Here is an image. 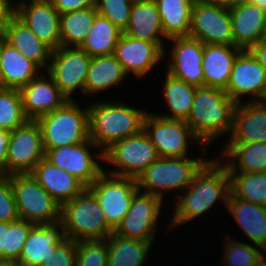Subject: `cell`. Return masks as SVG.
<instances>
[{"mask_svg": "<svg viewBox=\"0 0 266 266\" xmlns=\"http://www.w3.org/2000/svg\"><path fill=\"white\" fill-rule=\"evenodd\" d=\"M176 193H178L177 200L168 230L200 217L210 210L217 201H221L227 207L231 193L227 166L218 156L212 157L195 174L190 186L183 193Z\"/></svg>", "mask_w": 266, "mask_h": 266, "instance_id": "cell-1", "label": "cell"}, {"mask_svg": "<svg viewBox=\"0 0 266 266\" xmlns=\"http://www.w3.org/2000/svg\"><path fill=\"white\" fill-rule=\"evenodd\" d=\"M89 138L98 147L94 155L104 162V152L114 143L143 130L146 111L122 102H95L88 106Z\"/></svg>", "mask_w": 266, "mask_h": 266, "instance_id": "cell-2", "label": "cell"}, {"mask_svg": "<svg viewBox=\"0 0 266 266\" xmlns=\"http://www.w3.org/2000/svg\"><path fill=\"white\" fill-rule=\"evenodd\" d=\"M236 105L224 89L197 87L186 123L201 142L209 147L220 136L231 133Z\"/></svg>", "mask_w": 266, "mask_h": 266, "instance_id": "cell-3", "label": "cell"}, {"mask_svg": "<svg viewBox=\"0 0 266 266\" xmlns=\"http://www.w3.org/2000/svg\"><path fill=\"white\" fill-rule=\"evenodd\" d=\"M202 149L203 158H163L159 157L151 163L136 179L139 190L157 196L164 200L163 196L173 190H186L192 183L195 174L209 160Z\"/></svg>", "mask_w": 266, "mask_h": 266, "instance_id": "cell-4", "label": "cell"}, {"mask_svg": "<svg viewBox=\"0 0 266 266\" xmlns=\"http://www.w3.org/2000/svg\"><path fill=\"white\" fill-rule=\"evenodd\" d=\"M60 223L65 237L76 241L106 240L114 232L98 200L87 188L61 205Z\"/></svg>", "mask_w": 266, "mask_h": 266, "instance_id": "cell-5", "label": "cell"}, {"mask_svg": "<svg viewBox=\"0 0 266 266\" xmlns=\"http://www.w3.org/2000/svg\"><path fill=\"white\" fill-rule=\"evenodd\" d=\"M36 121L42 131L44 149H57L90 139L88 106L79 107L74 99Z\"/></svg>", "mask_w": 266, "mask_h": 266, "instance_id": "cell-6", "label": "cell"}, {"mask_svg": "<svg viewBox=\"0 0 266 266\" xmlns=\"http://www.w3.org/2000/svg\"><path fill=\"white\" fill-rule=\"evenodd\" d=\"M10 181L20 219L35 225L60 222L61 205L41 187L31 173L10 175Z\"/></svg>", "mask_w": 266, "mask_h": 266, "instance_id": "cell-7", "label": "cell"}, {"mask_svg": "<svg viewBox=\"0 0 266 266\" xmlns=\"http://www.w3.org/2000/svg\"><path fill=\"white\" fill-rule=\"evenodd\" d=\"M143 130L155 146L159 157H189V141L190 144L193 142L200 145V149H208L192 132L186 121L167 119L147 111Z\"/></svg>", "mask_w": 266, "mask_h": 266, "instance_id": "cell-8", "label": "cell"}, {"mask_svg": "<svg viewBox=\"0 0 266 266\" xmlns=\"http://www.w3.org/2000/svg\"><path fill=\"white\" fill-rule=\"evenodd\" d=\"M158 158L156 148L144 130L114 143L104 152V161L116 167L108 170V174L134 179Z\"/></svg>", "mask_w": 266, "mask_h": 266, "instance_id": "cell-9", "label": "cell"}, {"mask_svg": "<svg viewBox=\"0 0 266 266\" xmlns=\"http://www.w3.org/2000/svg\"><path fill=\"white\" fill-rule=\"evenodd\" d=\"M87 189L98 200L108 225L115 230L128 213L138 187L134 178L104 171Z\"/></svg>", "mask_w": 266, "mask_h": 266, "instance_id": "cell-10", "label": "cell"}, {"mask_svg": "<svg viewBox=\"0 0 266 266\" xmlns=\"http://www.w3.org/2000/svg\"><path fill=\"white\" fill-rule=\"evenodd\" d=\"M91 58L77 47H62L52 50L47 73L53 78L60 92L73 100L77 89L84 96V86Z\"/></svg>", "mask_w": 266, "mask_h": 266, "instance_id": "cell-11", "label": "cell"}, {"mask_svg": "<svg viewBox=\"0 0 266 266\" xmlns=\"http://www.w3.org/2000/svg\"><path fill=\"white\" fill-rule=\"evenodd\" d=\"M45 157L42 131L36 120H28L11 131L6 175L27 174Z\"/></svg>", "mask_w": 266, "mask_h": 266, "instance_id": "cell-12", "label": "cell"}, {"mask_svg": "<svg viewBox=\"0 0 266 266\" xmlns=\"http://www.w3.org/2000/svg\"><path fill=\"white\" fill-rule=\"evenodd\" d=\"M162 205L161 198L138 189L133 195L128 213L114 233L124 238L154 243Z\"/></svg>", "mask_w": 266, "mask_h": 266, "instance_id": "cell-13", "label": "cell"}, {"mask_svg": "<svg viewBox=\"0 0 266 266\" xmlns=\"http://www.w3.org/2000/svg\"><path fill=\"white\" fill-rule=\"evenodd\" d=\"M189 37L203 44L234 46L230 10L195 0L192 8Z\"/></svg>", "mask_w": 266, "mask_h": 266, "instance_id": "cell-14", "label": "cell"}, {"mask_svg": "<svg viewBox=\"0 0 266 266\" xmlns=\"http://www.w3.org/2000/svg\"><path fill=\"white\" fill-rule=\"evenodd\" d=\"M94 148L98 147L89 139L75 145L44 150L48 161L64 169L88 188L105 171L91 154Z\"/></svg>", "mask_w": 266, "mask_h": 266, "instance_id": "cell-15", "label": "cell"}, {"mask_svg": "<svg viewBox=\"0 0 266 266\" xmlns=\"http://www.w3.org/2000/svg\"><path fill=\"white\" fill-rule=\"evenodd\" d=\"M224 90L237 104L243 102V95L251 94L248 101L262 98L266 90V70L249 49L238 54Z\"/></svg>", "mask_w": 266, "mask_h": 266, "instance_id": "cell-16", "label": "cell"}, {"mask_svg": "<svg viewBox=\"0 0 266 266\" xmlns=\"http://www.w3.org/2000/svg\"><path fill=\"white\" fill-rule=\"evenodd\" d=\"M165 52L168 53L164 43L148 42L122 33L114 55L127 75L132 73L137 78H142L165 59Z\"/></svg>", "mask_w": 266, "mask_h": 266, "instance_id": "cell-17", "label": "cell"}, {"mask_svg": "<svg viewBox=\"0 0 266 266\" xmlns=\"http://www.w3.org/2000/svg\"><path fill=\"white\" fill-rule=\"evenodd\" d=\"M19 1L15 4V15L52 50L61 46V15L50 0Z\"/></svg>", "mask_w": 266, "mask_h": 266, "instance_id": "cell-18", "label": "cell"}, {"mask_svg": "<svg viewBox=\"0 0 266 266\" xmlns=\"http://www.w3.org/2000/svg\"><path fill=\"white\" fill-rule=\"evenodd\" d=\"M167 62V73L196 87L204 86L202 70L203 43L192 37H175Z\"/></svg>", "mask_w": 266, "mask_h": 266, "instance_id": "cell-19", "label": "cell"}, {"mask_svg": "<svg viewBox=\"0 0 266 266\" xmlns=\"http://www.w3.org/2000/svg\"><path fill=\"white\" fill-rule=\"evenodd\" d=\"M46 74L44 76V72L40 73L20 90L24 113L29 120H37L59 109L68 100L55 85L53 78Z\"/></svg>", "mask_w": 266, "mask_h": 266, "instance_id": "cell-20", "label": "cell"}, {"mask_svg": "<svg viewBox=\"0 0 266 266\" xmlns=\"http://www.w3.org/2000/svg\"><path fill=\"white\" fill-rule=\"evenodd\" d=\"M244 102L235 106L233 128L226 142L266 143V106L260 101Z\"/></svg>", "mask_w": 266, "mask_h": 266, "instance_id": "cell-21", "label": "cell"}, {"mask_svg": "<svg viewBox=\"0 0 266 266\" xmlns=\"http://www.w3.org/2000/svg\"><path fill=\"white\" fill-rule=\"evenodd\" d=\"M5 41L47 71L52 49L41 41L15 14L0 28Z\"/></svg>", "mask_w": 266, "mask_h": 266, "instance_id": "cell-22", "label": "cell"}, {"mask_svg": "<svg viewBox=\"0 0 266 266\" xmlns=\"http://www.w3.org/2000/svg\"><path fill=\"white\" fill-rule=\"evenodd\" d=\"M234 46L250 49L263 37L266 11L257 4L243 1L230 8Z\"/></svg>", "mask_w": 266, "mask_h": 266, "instance_id": "cell-23", "label": "cell"}, {"mask_svg": "<svg viewBox=\"0 0 266 266\" xmlns=\"http://www.w3.org/2000/svg\"><path fill=\"white\" fill-rule=\"evenodd\" d=\"M65 238L60 222L52 225H35L26 239L18 266H41L50 260L57 244Z\"/></svg>", "mask_w": 266, "mask_h": 266, "instance_id": "cell-24", "label": "cell"}, {"mask_svg": "<svg viewBox=\"0 0 266 266\" xmlns=\"http://www.w3.org/2000/svg\"><path fill=\"white\" fill-rule=\"evenodd\" d=\"M31 175L60 205L80 195L86 187L64 169L56 167L45 157L34 167Z\"/></svg>", "mask_w": 266, "mask_h": 266, "instance_id": "cell-25", "label": "cell"}, {"mask_svg": "<svg viewBox=\"0 0 266 266\" xmlns=\"http://www.w3.org/2000/svg\"><path fill=\"white\" fill-rule=\"evenodd\" d=\"M242 50L237 46L203 44L204 86L225 89L234 62Z\"/></svg>", "mask_w": 266, "mask_h": 266, "instance_id": "cell-26", "label": "cell"}, {"mask_svg": "<svg viewBox=\"0 0 266 266\" xmlns=\"http://www.w3.org/2000/svg\"><path fill=\"white\" fill-rule=\"evenodd\" d=\"M42 71L5 40L0 49V88L21 90Z\"/></svg>", "mask_w": 266, "mask_h": 266, "instance_id": "cell-27", "label": "cell"}, {"mask_svg": "<svg viewBox=\"0 0 266 266\" xmlns=\"http://www.w3.org/2000/svg\"><path fill=\"white\" fill-rule=\"evenodd\" d=\"M227 210L250 242L261 248L266 244V206L230 194Z\"/></svg>", "mask_w": 266, "mask_h": 266, "instance_id": "cell-28", "label": "cell"}, {"mask_svg": "<svg viewBox=\"0 0 266 266\" xmlns=\"http://www.w3.org/2000/svg\"><path fill=\"white\" fill-rule=\"evenodd\" d=\"M126 35L154 43H163L164 31L156 2L154 0H134Z\"/></svg>", "mask_w": 266, "mask_h": 266, "instance_id": "cell-29", "label": "cell"}, {"mask_svg": "<svg viewBox=\"0 0 266 266\" xmlns=\"http://www.w3.org/2000/svg\"><path fill=\"white\" fill-rule=\"evenodd\" d=\"M220 158L228 172H266V143H226Z\"/></svg>", "mask_w": 266, "mask_h": 266, "instance_id": "cell-30", "label": "cell"}, {"mask_svg": "<svg viewBox=\"0 0 266 266\" xmlns=\"http://www.w3.org/2000/svg\"><path fill=\"white\" fill-rule=\"evenodd\" d=\"M126 76L127 73L114 54L92 57L86 76L84 95H97L112 86L121 85Z\"/></svg>", "mask_w": 266, "mask_h": 266, "instance_id": "cell-31", "label": "cell"}, {"mask_svg": "<svg viewBox=\"0 0 266 266\" xmlns=\"http://www.w3.org/2000/svg\"><path fill=\"white\" fill-rule=\"evenodd\" d=\"M167 40L189 37L192 8L195 0H154Z\"/></svg>", "mask_w": 266, "mask_h": 266, "instance_id": "cell-32", "label": "cell"}, {"mask_svg": "<svg viewBox=\"0 0 266 266\" xmlns=\"http://www.w3.org/2000/svg\"><path fill=\"white\" fill-rule=\"evenodd\" d=\"M108 266H144L153 243L124 238L114 232L106 239Z\"/></svg>", "mask_w": 266, "mask_h": 266, "instance_id": "cell-33", "label": "cell"}, {"mask_svg": "<svg viewBox=\"0 0 266 266\" xmlns=\"http://www.w3.org/2000/svg\"><path fill=\"white\" fill-rule=\"evenodd\" d=\"M196 88V86L166 73L162 92L171 111L167 114L161 113L157 115L167 119L187 121L193 105Z\"/></svg>", "mask_w": 266, "mask_h": 266, "instance_id": "cell-34", "label": "cell"}, {"mask_svg": "<svg viewBox=\"0 0 266 266\" xmlns=\"http://www.w3.org/2000/svg\"><path fill=\"white\" fill-rule=\"evenodd\" d=\"M122 33L110 20L97 14L90 32L79 48L90 57L114 54Z\"/></svg>", "mask_w": 266, "mask_h": 266, "instance_id": "cell-35", "label": "cell"}, {"mask_svg": "<svg viewBox=\"0 0 266 266\" xmlns=\"http://www.w3.org/2000/svg\"><path fill=\"white\" fill-rule=\"evenodd\" d=\"M97 14L95 6L62 14L60 20L61 46L79 48L90 32Z\"/></svg>", "mask_w": 266, "mask_h": 266, "instance_id": "cell-36", "label": "cell"}, {"mask_svg": "<svg viewBox=\"0 0 266 266\" xmlns=\"http://www.w3.org/2000/svg\"><path fill=\"white\" fill-rule=\"evenodd\" d=\"M228 173L233 197L266 206V172Z\"/></svg>", "mask_w": 266, "mask_h": 266, "instance_id": "cell-37", "label": "cell"}, {"mask_svg": "<svg viewBox=\"0 0 266 266\" xmlns=\"http://www.w3.org/2000/svg\"><path fill=\"white\" fill-rule=\"evenodd\" d=\"M28 120L20 90L0 88V129L14 131Z\"/></svg>", "mask_w": 266, "mask_h": 266, "instance_id": "cell-38", "label": "cell"}, {"mask_svg": "<svg viewBox=\"0 0 266 266\" xmlns=\"http://www.w3.org/2000/svg\"><path fill=\"white\" fill-rule=\"evenodd\" d=\"M224 240V254L221 260L224 266H254L262 256V248L257 245L252 246L249 242L234 240L229 235Z\"/></svg>", "mask_w": 266, "mask_h": 266, "instance_id": "cell-39", "label": "cell"}, {"mask_svg": "<svg viewBox=\"0 0 266 266\" xmlns=\"http://www.w3.org/2000/svg\"><path fill=\"white\" fill-rule=\"evenodd\" d=\"M76 266H108L106 240L77 241Z\"/></svg>", "mask_w": 266, "mask_h": 266, "instance_id": "cell-40", "label": "cell"}, {"mask_svg": "<svg viewBox=\"0 0 266 266\" xmlns=\"http://www.w3.org/2000/svg\"><path fill=\"white\" fill-rule=\"evenodd\" d=\"M35 224L23 219L8 223V250H4V260L18 263L24 243Z\"/></svg>", "mask_w": 266, "mask_h": 266, "instance_id": "cell-41", "label": "cell"}, {"mask_svg": "<svg viewBox=\"0 0 266 266\" xmlns=\"http://www.w3.org/2000/svg\"><path fill=\"white\" fill-rule=\"evenodd\" d=\"M133 2L134 0H95V7L99 15L124 31L128 26Z\"/></svg>", "mask_w": 266, "mask_h": 266, "instance_id": "cell-42", "label": "cell"}, {"mask_svg": "<svg viewBox=\"0 0 266 266\" xmlns=\"http://www.w3.org/2000/svg\"><path fill=\"white\" fill-rule=\"evenodd\" d=\"M20 219L14 199L10 175L0 174V221L14 222Z\"/></svg>", "mask_w": 266, "mask_h": 266, "instance_id": "cell-43", "label": "cell"}, {"mask_svg": "<svg viewBox=\"0 0 266 266\" xmlns=\"http://www.w3.org/2000/svg\"><path fill=\"white\" fill-rule=\"evenodd\" d=\"M76 245L75 239L63 238L57 244L53 257L41 266H76Z\"/></svg>", "mask_w": 266, "mask_h": 266, "instance_id": "cell-44", "label": "cell"}, {"mask_svg": "<svg viewBox=\"0 0 266 266\" xmlns=\"http://www.w3.org/2000/svg\"><path fill=\"white\" fill-rule=\"evenodd\" d=\"M60 15L95 6V0H50Z\"/></svg>", "mask_w": 266, "mask_h": 266, "instance_id": "cell-45", "label": "cell"}, {"mask_svg": "<svg viewBox=\"0 0 266 266\" xmlns=\"http://www.w3.org/2000/svg\"><path fill=\"white\" fill-rule=\"evenodd\" d=\"M11 131L0 129V174L6 175V161Z\"/></svg>", "mask_w": 266, "mask_h": 266, "instance_id": "cell-46", "label": "cell"}, {"mask_svg": "<svg viewBox=\"0 0 266 266\" xmlns=\"http://www.w3.org/2000/svg\"><path fill=\"white\" fill-rule=\"evenodd\" d=\"M12 3L11 0H0V28L15 14Z\"/></svg>", "mask_w": 266, "mask_h": 266, "instance_id": "cell-47", "label": "cell"}, {"mask_svg": "<svg viewBox=\"0 0 266 266\" xmlns=\"http://www.w3.org/2000/svg\"><path fill=\"white\" fill-rule=\"evenodd\" d=\"M266 70V40L261 39L249 49Z\"/></svg>", "mask_w": 266, "mask_h": 266, "instance_id": "cell-48", "label": "cell"}, {"mask_svg": "<svg viewBox=\"0 0 266 266\" xmlns=\"http://www.w3.org/2000/svg\"><path fill=\"white\" fill-rule=\"evenodd\" d=\"M4 250H8V222L0 221V260H4Z\"/></svg>", "mask_w": 266, "mask_h": 266, "instance_id": "cell-49", "label": "cell"}, {"mask_svg": "<svg viewBox=\"0 0 266 266\" xmlns=\"http://www.w3.org/2000/svg\"><path fill=\"white\" fill-rule=\"evenodd\" d=\"M205 1L211 5H216L219 7L230 9L235 5L240 4L244 0H205Z\"/></svg>", "mask_w": 266, "mask_h": 266, "instance_id": "cell-50", "label": "cell"}, {"mask_svg": "<svg viewBox=\"0 0 266 266\" xmlns=\"http://www.w3.org/2000/svg\"><path fill=\"white\" fill-rule=\"evenodd\" d=\"M246 2H249L251 4H257L259 5L263 10L266 11V0H244Z\"/></svg>", "mask_w": 266, "mask_h": 266, "instance_id": "cell-51", "label": "cell"}, {"mask_svg": "<svg viewBox=\"0 0 266 266\" xmlns=\"http://www.w3.org/2000/svg\"><path fill=\"white\" fill-rule=\"evenodd\" d=\"M254 266H266V258H265V256L262 255V256L257 260V262H256V264H255Z\"/></svg>", "mask_w": 266, "mask_h": 266, "instance_id": "cell-52", "label": "cell"}, {"mask_svg": "<svg viewBox=\"0 0 266 266\" xmlns=\"http://www.w3.org/2000/svg\"><path fill=\"white\" fill-rule=\"evenodd\" d=\"M0 266H18L16 263L0 260Z\"/></svg>", "mask_w": 266, "mask_h": 266, "instance_id": "cell-53", "label": "cell"}, {"mask_svg": "<svg viewBox=\"0 0 266 266\" xmlns=\"http://www.w3.org/2000/svg\"><path fill=\"white\" fill-rule=\"evenodd\" d=\"M260 102H261L264 106H266V90H265V92H264L262 98L260 99Z\"/></svg>", "mask_w": 266, "mask_h": 266, "instance_id": "cell-54", "label": "cell"}, {"mask_svg": "<svg viewBox=\"0 0 266 266\" xmlns=\"http://www.w3.org/2000/svg\"><path fill=\"white\" fill-rule=\"evenodd\" d=\"M4 40H5V39H4V36H3L2 32L0 31V49H1V44H2V42H3Z\"/></svg>", "mask_w": 266, "mask_h": 266, "instance_id": "cell-55", "label": "cell"}, {"mask_svg": "<svg viewBox=\"0 0 266 266\" xmlns=\"http://www.w3.org/2000/svg\"><path fill=\"white\" fill-rule=\"evenodd\" d=\"M266 244L262 247V255L266 256ZM266 258V257H265Z\"/></svg>", "mask_w": 266, "mask_h": 266, "instance_id": "cell-56", "label": "cell"}]
</instances>
